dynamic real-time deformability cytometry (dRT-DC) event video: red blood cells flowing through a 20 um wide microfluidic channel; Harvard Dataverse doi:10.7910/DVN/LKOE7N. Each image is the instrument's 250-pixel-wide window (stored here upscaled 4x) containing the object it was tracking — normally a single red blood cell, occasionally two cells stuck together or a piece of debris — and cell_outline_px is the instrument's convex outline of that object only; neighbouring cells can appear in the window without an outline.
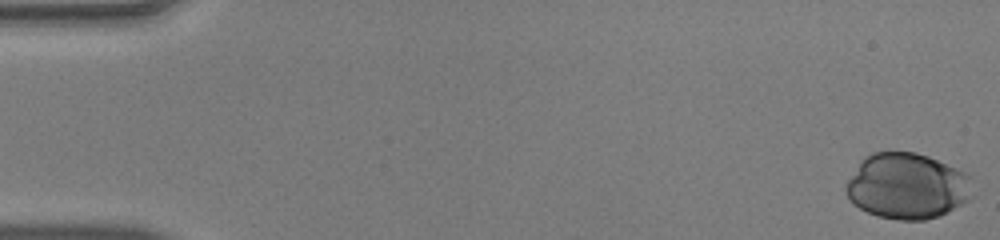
{"species": "human", "species_latin": "Homo sapiens", "temperature_condition": "warm", "stored_images_in_passage": 51, "camera_frame_rate_fps": 3000, "um_per_image_px": 0.085, "donor": {"sex": "male"}, "frame": {"image": 1, "passage_image": 1, "time_ms": 0.0, "image_size_px": [1000, 240], "cell_outline_px": [[976, 196], [948, 212], [940, 216], [924, 220], [900, 220], [876, 216], [860, 208], [848, 196], [848, 180], [860, 160], [864, 156], [872, 152], [916, 152], [928, 156], [956, 168], [972, 176]], "centroid_in_image_um": [77.19, 15.82], "position_along_channel_um": 7.8, "area_um2": 48.9}}
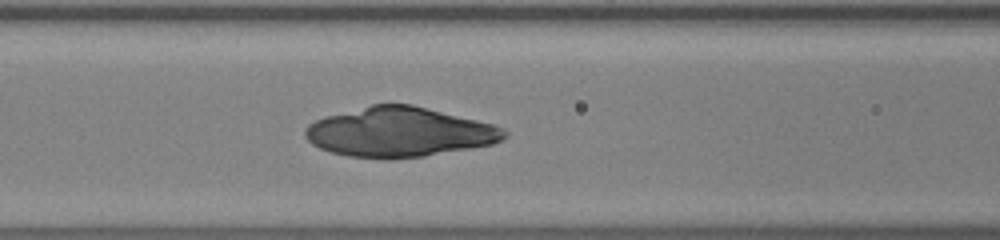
{"frame": {"image": 2, "passage_image": 22, "time_ms": 7.0, "image_size_px": [1000, 240], "cell_outline_px": [[508, 136], [504, 140], [492, 144], [424, 156], [392, 160], [384, 160], [348, 156], [332, 152], [320, 148], [312, 144], [304, 136], [304, 128], [308, 124], [324, 116], [372, 104], [412, 104], [496, 124], [504, 128], [508, 132]], "centroid_in_image_um": [33.96, 11.23], "position_along_channel_um": 132.6, "area_um2": 58.26}}
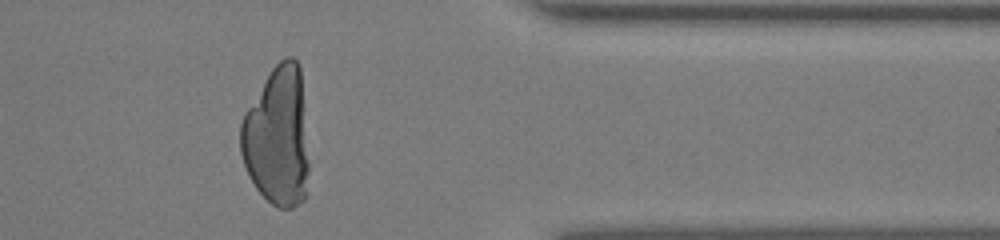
{"frame": {"image": 3, "passage_image": 42, "time_ms": 13.667, "image_size_px": [1000, 240], "cell_outline_px": [[308, 172], [304, 200], [292, 208], [276, 208], [256, 188], [244, 164], [240, 152], [240, 124], [244, 112], [272, 68], [284, 56], [292, 56], [296, 60], [300, 68], [308, 160]], "centroid_in_image_um": [23.56, 11.62], "position_along_channel_um": 387.8, "area_um2": 55.2}}